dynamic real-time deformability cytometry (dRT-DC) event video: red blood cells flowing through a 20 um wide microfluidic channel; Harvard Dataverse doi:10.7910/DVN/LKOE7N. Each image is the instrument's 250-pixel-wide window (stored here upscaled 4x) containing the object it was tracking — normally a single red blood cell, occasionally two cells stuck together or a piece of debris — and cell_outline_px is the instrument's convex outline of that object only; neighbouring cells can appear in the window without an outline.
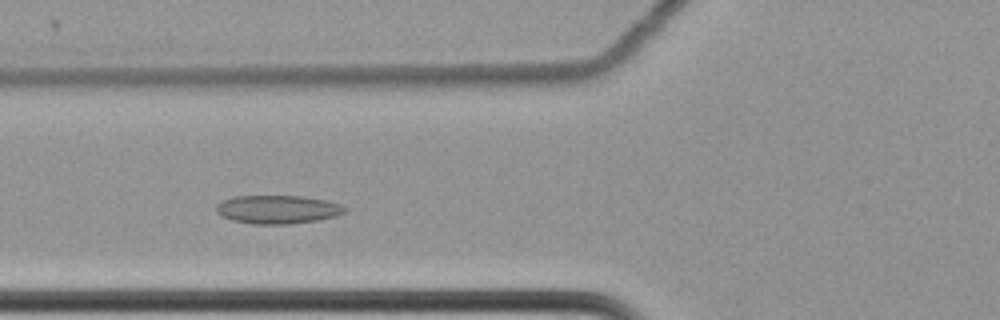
{"species": "common noctule bat (a hibernating species)", "species_latin": "Nyctalus noctula", "temperature_condition": "cold", "stored_images_in_passage": 43, "camera_frame_rate_fps": 3000, "um_per_image_px": 0.085, "animal": {"sex": "female", "body_mass_g": 22.7, "forearm_length_mm": 54.2}, "frame": {"image": 1, "passage_image": 6, "time_ms": 1.667, "image_size_px": [1000, 320], "cell_outline_px": [[348, 212], [336, 216], [316, 220], [288, 224], [252, 224], [232, 220], [216, 212], [216, 204], [224, 200], [236, 196], [300, 196], [324, 200], [340, 204], [348, 208]], "centroid_in_image_um": [23.62, 17.8], "position_along_channel_um": 102.2, "area_um2": 21.21}}
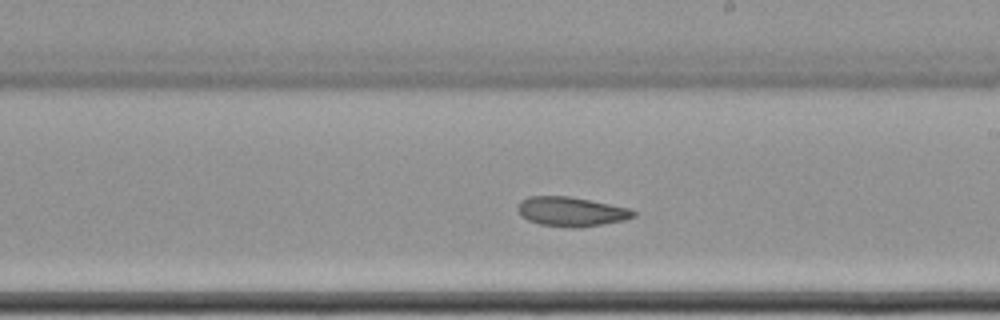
{"frame": {"image": 2, "passage_image": 18, "time_ms": 5.667, "image_size_px": [1000, 320], "cell_outline_px": [[636, 216], [624, 220], [576, 228], [540, 224], [528, 220], [520, 216], [516, 208], [520, 200], [528, 196], [568, 196], [628, 208], [636, 212]], "centroid_in_image_um": [48.49, 17.98], "position_along_channel_um": 240.5, "area_um2": 19.65}}
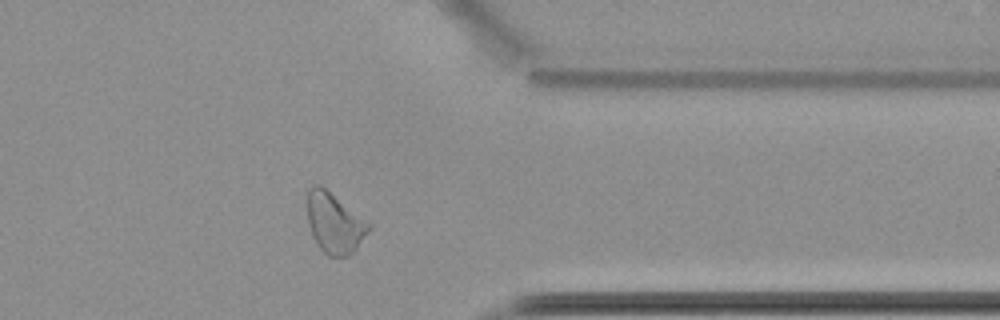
{"frame": {"image": 3, "passage_image": 31, "time_ms": 10.0, "image_size_px": [1000, 320], "cell_outline_px": [[372, 228], [356, 248], [348, 256], [328, 256], [320, 248], [312, 236], [308, 224], [308, 188], [312, 184], [320, 184], [372, 224]], "centroid_in_image_um": [28.44, 18.95], "position_along_channel_um": 383.0, "area_um2": 21.62}, "authors_computed_cell_mechanics": {"area_um2": 20.808, "velocity_mm_per_s": 3.4594, "shape_relaxation_time_tau1_ms": null, "shape_relaxation_time_tau2_ms": 7.6887, "deformation_change_tau1": null, "deformation_change_tau2": 0.1077}}